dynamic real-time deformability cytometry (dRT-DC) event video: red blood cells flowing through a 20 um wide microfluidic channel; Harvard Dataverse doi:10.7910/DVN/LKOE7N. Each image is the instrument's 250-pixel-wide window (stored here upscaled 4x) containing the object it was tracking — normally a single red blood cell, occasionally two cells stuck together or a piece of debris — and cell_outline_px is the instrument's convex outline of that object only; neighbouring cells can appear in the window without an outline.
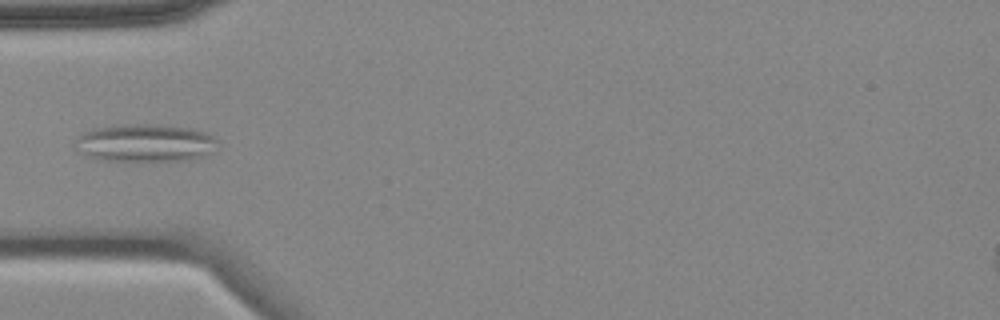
{"species": "common noctule bat (a hibernating species)", "species_latin": "Nyctalus noctula", "temperature_condition": "cold", "stored_images_in_passage": 4, "camera_frame_rate_fps": 3000, "um_per_image_px": 0.085, "animal": {"sex": "female", "body_mass_g": 18.4}, "frame": {"image": 1, "passage_image": 4, "time_ms": 4.333, "image_size_px": [1000, 320], "cell_outline_px": [[220, 140], [212, 152], [204, 156], [192, 160], [104, 160], [76, 152], [76, 140], [84, 132], [92, 128], [112, 124], [156, 124], [192, 128], [208, 132]], "centroid_in_image_um": [12.38, 12.12], "position_along_channel_um": 72.6, "area_um2": 31.73}}